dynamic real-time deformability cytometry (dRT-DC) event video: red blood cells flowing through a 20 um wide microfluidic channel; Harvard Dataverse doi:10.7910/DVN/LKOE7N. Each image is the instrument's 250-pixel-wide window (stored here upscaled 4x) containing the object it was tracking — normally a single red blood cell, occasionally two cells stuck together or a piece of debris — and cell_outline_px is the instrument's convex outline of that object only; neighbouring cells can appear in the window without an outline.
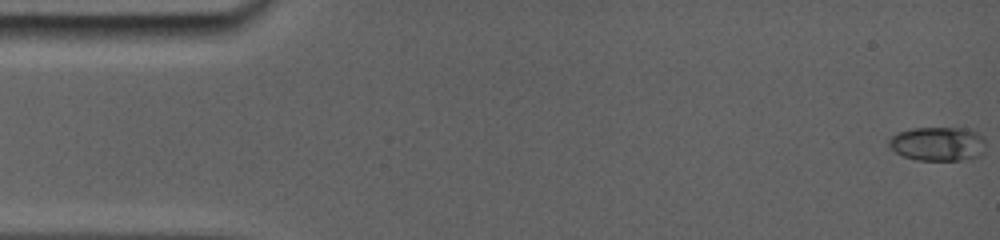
{"species": "common noctule bat (a hibernating species)", "species_latin": "Nyctalus noctula", "temperature_condition": "room temperature", "stored_images_in_passage": 101, "camera_frame_rate_fps": 5000, "um_per_image_px": 0.085, "animal": {"sex": "female", "body_mass_g": 19.0, "forearm_length_mm": 56.7}, "frame": {"image": 1, "passage_image": 1, "time_ms": 0.0, "image_size_px": [1000, 240], "cell_outline_px": [[976, 136], [956, 160], [920, 160], [908, 156], [900, 152], [892, 144], [892, 136], [900, 132], [916, 128], [952, 128], [972, 132]], "centroid_in_image_um": [79.3, 12.17], "position_along_channel_um": 5.7, "area_um2": 15.43}}
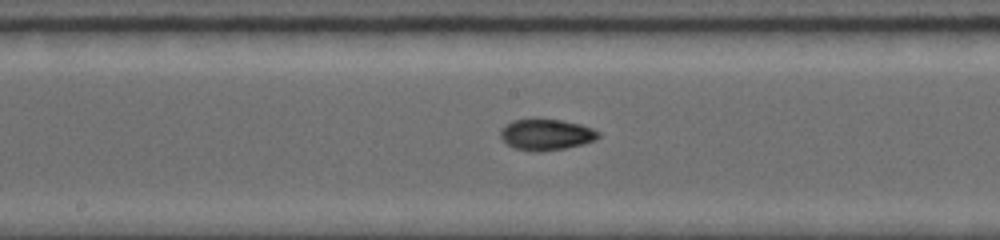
{"frame": {"image": 2, "passage_image": 55, "time_ms": 8.4, "image_size_px": [1000, 240], "cell_outline_px": [[600, 136], [592, 140], [580, 144], [564, 148], [516, 148], [508, 144], [500, 136], [500, 132], [508, 124], [516, 120], [560, 120], [580, 124], [592, 128], [600, 132]], "centroid_in_image_um": [46.48, 11.39], "position_along_channel_um": 201.7, "area_um2": 16.36}}
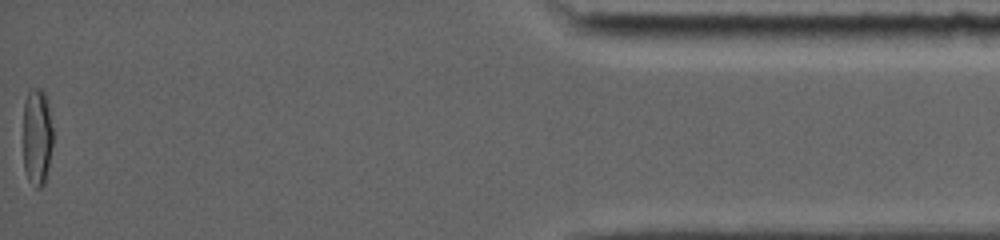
{"frame": {"image": 3, "passage_image": 101, "time_ms": 16.2, "image_size_px": [1000, 240], "cell_outline_px": [[52, 144], [48, 168], [44, 184], [40, 188], [36, 188], [28, 180], [24, 168], [24, 100], [28, 92], [32, 88], [40, 88], [44, 92], [48, 104], [52, 128]], "centroid_in_image_um": [3.14, 11.63], "position_along_channel_um": 432.1, "area_um2": 16.82}, "authors_computed_cell_mechanics": {"area_um2": 16.5308, "velocity_mm_per_s": 3.9021, "shape_relaxation_time_tau1_ms": null, "shape_relaxation_time_tau2_ms": 1.7767, "deformation_change_tau1": null, "deformation_change_tau2": 0.0502}}